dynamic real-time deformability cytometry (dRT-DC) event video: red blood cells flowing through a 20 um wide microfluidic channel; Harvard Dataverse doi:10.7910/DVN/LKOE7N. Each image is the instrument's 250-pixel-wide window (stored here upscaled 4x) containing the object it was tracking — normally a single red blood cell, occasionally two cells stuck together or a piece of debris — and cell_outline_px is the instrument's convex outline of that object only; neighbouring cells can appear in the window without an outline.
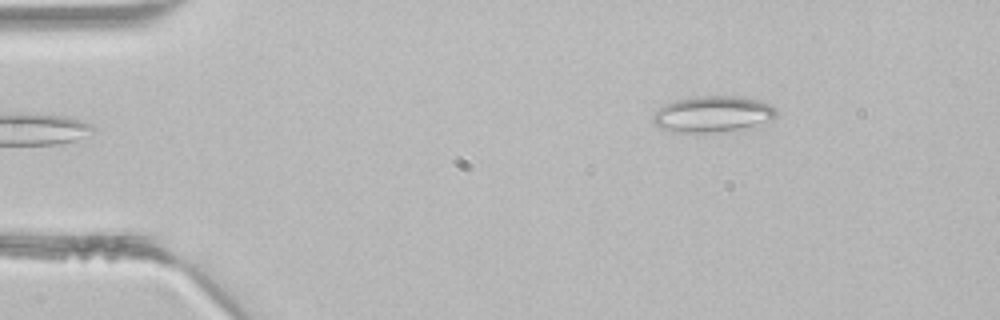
{"species": "common noctule bat (a hibernating species)", "species_latin": "Nyctalus noctula", "temperature_condition": "room temperature", "stored_images_in_passage": 2, "camera_frame_rate_fps": 3000, "um_per_image_px": 0.085, "animal": {"sex": "male", "body_mass_g": 21.5, "forearm_length_mm": 52.0}, "frame": {"image": 1, "passage_image": 1, "time_ms": 0.0, "image_size_px": [1000, 320], "cell_outline_px": [[776, 116], [768, 124], [740, 128], [708, 132], [668, 132], [652, 124], [652, 116], [664, 104], [676, 100], [696, 96], [744, 96], [760, 100], [776, 108]], "centroid_in_image_um": [60.59, 9.69], "position_along_channel_um": 24.4, "area_um2": 26.24}}